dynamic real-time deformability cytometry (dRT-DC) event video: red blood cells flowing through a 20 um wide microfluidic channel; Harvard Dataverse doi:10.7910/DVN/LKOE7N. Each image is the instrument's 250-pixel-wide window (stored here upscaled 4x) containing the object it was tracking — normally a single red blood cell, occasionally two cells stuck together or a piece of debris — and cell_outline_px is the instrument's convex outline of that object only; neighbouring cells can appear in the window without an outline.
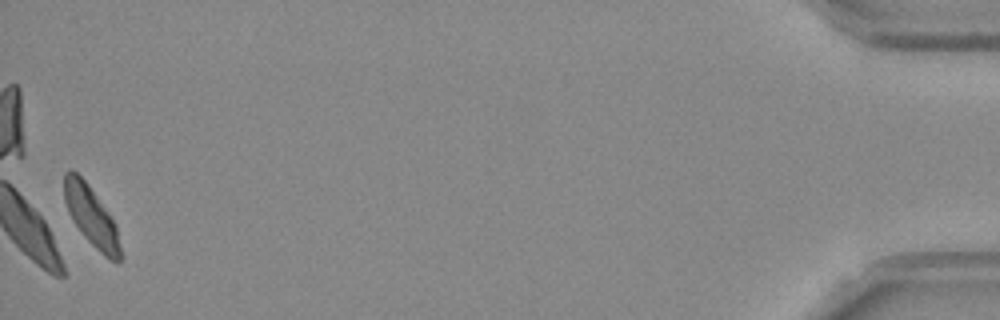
{"species": "Egyptian fruit bat (a non-hibernating species)", "species_latin": "Rousettus aegyptiacus", "temperature_condition": "room temperature", "stored_images_in_passage": 49, "camera_frame_rate_fps": 3000, "um_per_image_px": 0.085, "frame": {"image": 1, "passage_image": 49, "time_ms": 16.0, "image_size_px": [1000, 320], "cell_outline_px": [[120, 260], [116, 264], [108, 260], [84, 236], [72, 220], [68, 212], [64, 200], [64, 172], [72, 168], [88, 184], [116, 224], [120, 248]], "centroid_in_image_um": [7.74, 18.38], "position_along_channel_um": 427.5, "area_um2": 19.42}, "authors_computed_cell_mechanics": {"area_um2": 20.8658, "velocity_mm_per_s": 3.7216, "shape_relaxation_time_tau1_ms": 3.4793, "shape_relaxation_time_tau2_ms": 3.7549, "deformation_change_tau1": 0.1228, "deformation_change_tau2": 0.0854}}